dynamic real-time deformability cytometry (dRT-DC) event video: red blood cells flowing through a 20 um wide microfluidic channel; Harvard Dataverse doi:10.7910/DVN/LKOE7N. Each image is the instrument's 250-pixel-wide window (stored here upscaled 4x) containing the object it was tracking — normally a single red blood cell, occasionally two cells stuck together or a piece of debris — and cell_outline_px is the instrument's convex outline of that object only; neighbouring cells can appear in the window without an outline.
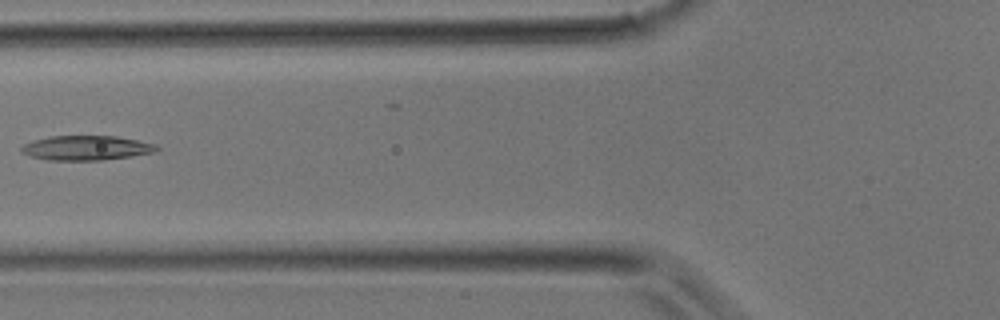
{"species": "common noctule bat (a hibernating species)", "species_latin": "Nyctalus noctula", "temperature_condition": "room temperature", "stored_images_in_passage": 37, "camera_frame_rate_fps": 3000, "um_per_image_px": 0.085, "animal": {"sex": "male", "body_mass_g": 17.9}, "frame": {"image": 1, "passage_image": 14, "time_ms": 4.333, "image_size_px": [1000, 320], "cell_outline_px": [[160, 148], [156, 152], [132, 156], [104, 160], [48, 160], [32, 156], [20, 152], [20, 148], [24, 144], [48, 136], [116, 136], [156, 144]], "centroid_in_image_um": [7.36, 12.57], "position_along_channel_um": 118.4, "area_um2": 19.36}}
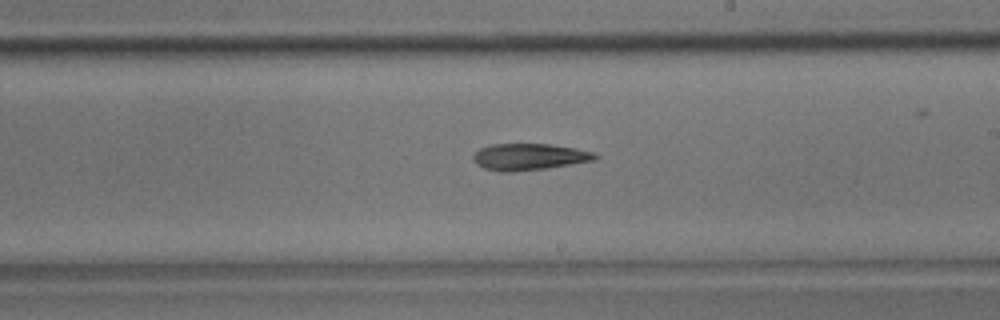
{"frame": {"image": 2, "passage_image": 21, "time_ms": 6.667, "image_size_px": [1000, 320], "cell_outline_px": [[600, 156], [596, 160], [544, 168], [512, 172], [500, 172], [484, 168], [476, 164], [472, 160], [472, 156], [480, 148], [492, 144], [548, 144], [576, 148], [596, 152]], "centroid_in_image_um": [44.98, 13.33], "position_along_channel_um": 244.0, "area_um2": 18.96}}
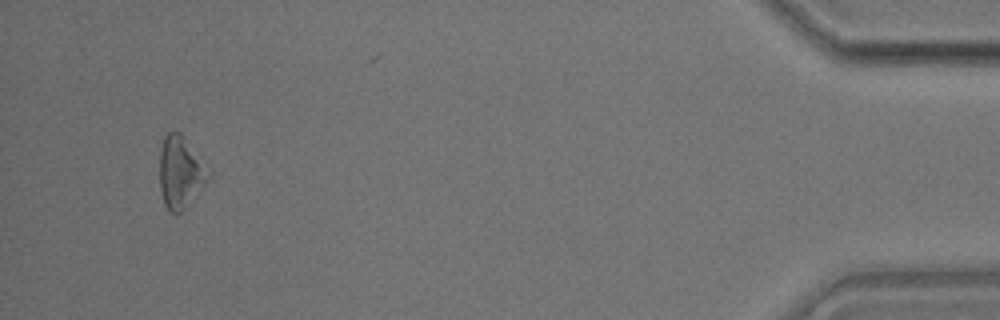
{"frame": {"image": 3, "passage_image": 35, "time_ms": 11.333, "image_size_px": [1000, 320], "cell_outline_px": [[212, 176], [184, 208], [176, 216], [164, 204], [160, 188], [160, 152], [164, 136], [168, 132], [180, 132], [212, 168]], "centroid_in_image_um": [15.39, 14.61], "position_along_channel_um": 419.8, "area_um2": 20.81}}